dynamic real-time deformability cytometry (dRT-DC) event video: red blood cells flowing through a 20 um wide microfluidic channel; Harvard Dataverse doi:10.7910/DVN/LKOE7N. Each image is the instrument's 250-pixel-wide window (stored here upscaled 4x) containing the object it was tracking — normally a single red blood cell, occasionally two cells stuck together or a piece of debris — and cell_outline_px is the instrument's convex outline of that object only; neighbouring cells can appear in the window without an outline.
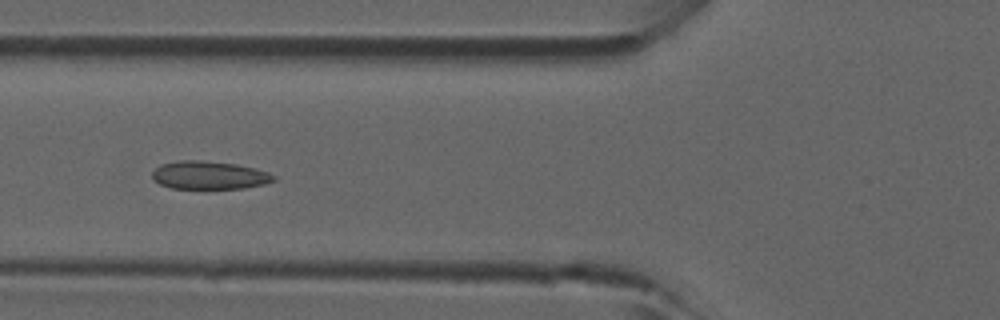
{"species": "common noctule bat (a hibernating species)", "species_latin": "Nyctalus noctula", "temperature_condition": "room temperature", "stored_images_in_passage": 6, "camera_frame_rate_fps": 3000, "um_per_image_px": 0.085, "animal": {"sex": "male", "forearm_length_mm": 52.5}, "frame": {"image": 1, "passage_image": 5, "time_ms": 1.333, "image_size_px": [1000, 320], "cell_outline_px": [[276, 180], [264, 184], [244, 188], [172, 188], [160, 184], [152, 180], [152, 172], [160, 164], [180, 160], [200, 160], [236, 164], [256, 168], [268, 172], [276, 176]], "centroid_in_image_um": [17.78, 14.88], "position_along_channel_um": 108.0, "area_um2": 19.94}}
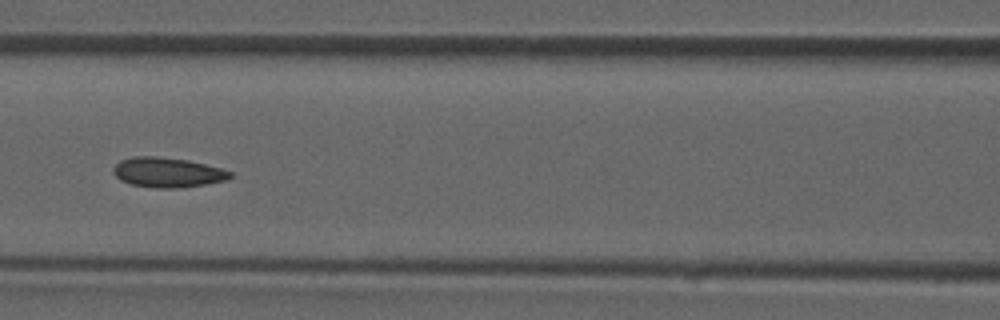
{"frame": {"image": 2, "passage_image": 6, "time_ms": 1.667, "image_size_px": [1000, 320], "cell_outline_px": [[232, 176], [228, 180], [204, 184], [176, 188], [156, 188], [132, 184], [120, 180], [112, 172], [112, 168], [120, 160], [132, 156], [156, 156], [188, 160], [220, 168], [232, 172]], "centroid_in_image_um": [14.22, 14.65], "position_along_channel_um": 152.4, "area_um2": 20.29}}